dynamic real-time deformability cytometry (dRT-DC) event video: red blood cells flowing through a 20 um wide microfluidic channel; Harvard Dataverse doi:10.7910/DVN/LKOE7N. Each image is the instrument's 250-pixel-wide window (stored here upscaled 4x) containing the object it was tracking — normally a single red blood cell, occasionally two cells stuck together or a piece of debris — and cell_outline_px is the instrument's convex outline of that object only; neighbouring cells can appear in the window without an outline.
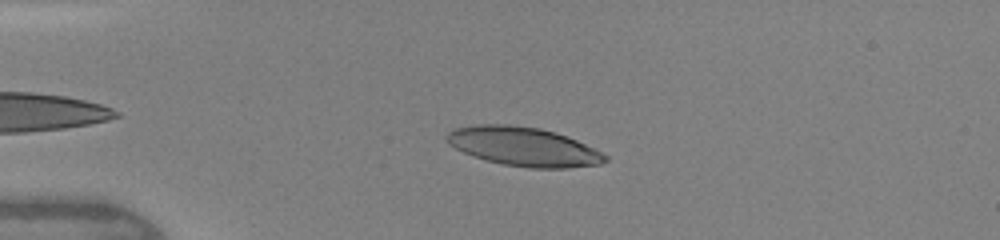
{"species": "human", "species_latin": "Homo sapiens", "temperature_condition": "warm", "stored_images_in_passage": 9, "camera_frame_rate_fps": 3000, "um_per_image_px": 0.085, "donor": {"sex": "female"}, "frame": {"image": 1, "passage_image": 8, "time_ms": 3.667, "image_size_px": [1000, 240], "cell_outline_px": [[608, 160], [600, 164], [568, 168], [528, 168], [500, 164], [472, 156], [448, 144], [444, 136], [448, 132], [456, 128], [480, 124], [508, 124], [540, 128], [556, 132], [576, 140], [608, 156]], "centroid_in_image_um": [44.47, 12.46], "position_along_channel_um": 40.5, "area_um2": 35.95}}